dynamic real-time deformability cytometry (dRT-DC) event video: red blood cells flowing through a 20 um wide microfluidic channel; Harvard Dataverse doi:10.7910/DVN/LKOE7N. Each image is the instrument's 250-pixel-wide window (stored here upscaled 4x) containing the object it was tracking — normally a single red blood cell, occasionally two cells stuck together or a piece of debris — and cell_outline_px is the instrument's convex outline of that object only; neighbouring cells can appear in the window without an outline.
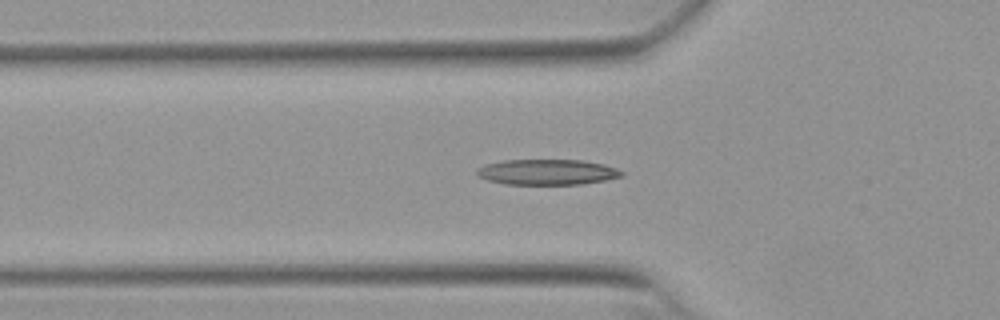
{"species": "Egyptian fruit bat (a non-hibernating species)", "species_latin": "Rousettus aegyptiacus", "temperature_condition": "warm", "stored_images_in_passage": 37, "camera_frame_rate_fps": 3000, "um_per_image_px": 0.085, "animal": {"sex": "female"}, "frame": {"image": 1, "passage_image": 6, "time_ms": 1.667, "image_size_px": [1000, 320], "cell_outline_px": [[624, 176], [584, 184], [504, 184], [488, 180], [476, 176], [476, 168], [488, 164], [504, 160], [584, 160], [604, 164], [616, 168], [624, 172]], "centroid_in_image_um": [46.52, 14.62], "position_along_channel_um": 79.3, "area_um2": 21.62}}
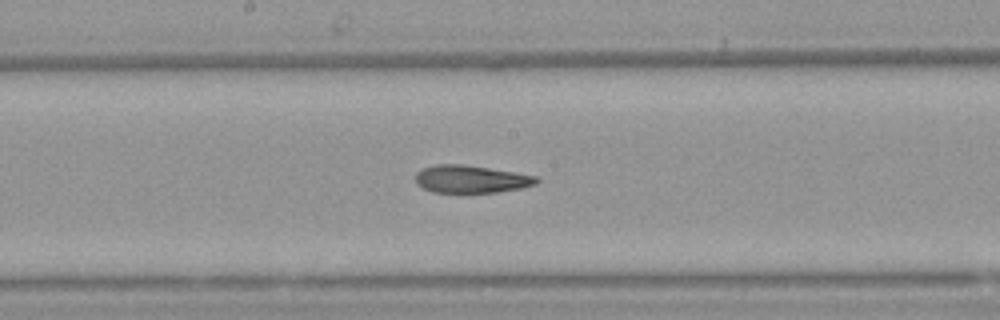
{"frame": {"image": 2, "passage_image": 16, "time_ms": 5.0, "image_size_px": [1000, 320], "cell_outline_px": [[540, 180], [536, 184], [524, 188], [496, 192], [432, 192], [416, 184], [416, 172], [424, 168], [436, 164], [464, 164], [536, 176]], "centroid_in_image_um": [40.04, 15.22], "position_along_channel_um": 208.2, "area_um2": 19.36}}
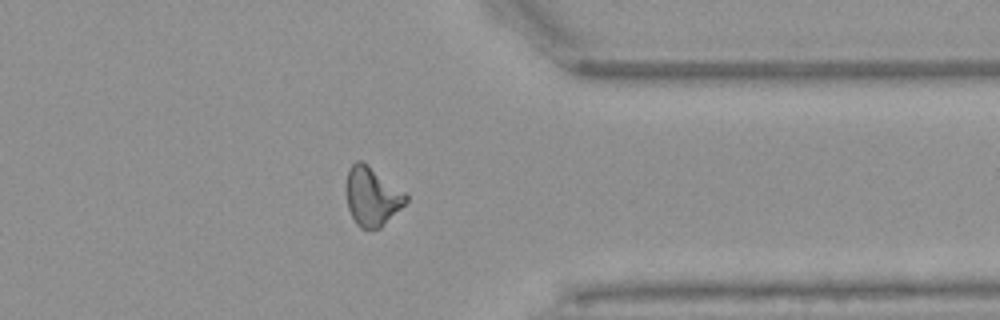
{"frame": {"image": 3, "passage_image": 30, "time_ms": 9.667, "image_size_px": [1000, 320], "cell_outline_px": [[408, 200], [380, 228], [360, 228], [356, 224], [348, 208], [344, 188], [348, 168], [356, 160], [360, 160], [408, 192]], "centroid_in_image_um": [31.6, 16.67], "position_along_channel_um": 379.8, "area_um2": 20.69}}